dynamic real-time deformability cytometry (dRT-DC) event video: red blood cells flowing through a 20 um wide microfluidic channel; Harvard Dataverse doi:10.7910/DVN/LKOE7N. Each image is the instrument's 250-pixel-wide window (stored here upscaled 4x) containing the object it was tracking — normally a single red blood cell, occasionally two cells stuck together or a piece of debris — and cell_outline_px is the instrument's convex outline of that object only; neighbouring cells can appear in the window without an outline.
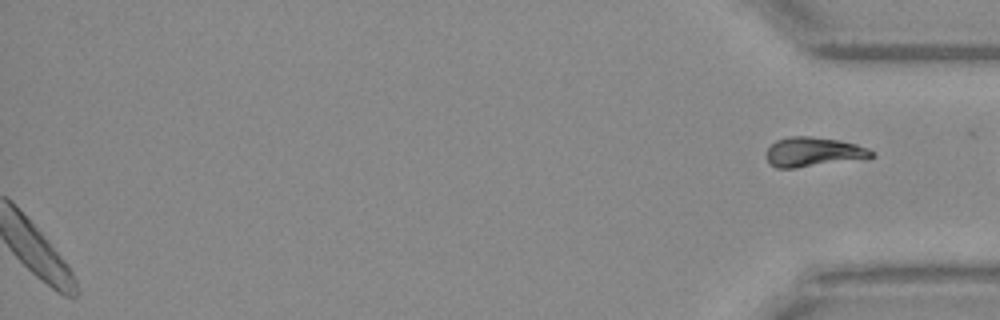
{"species": "Egyptian fruit bat (a non-hibernating species)", "species_latin": "Rousettus aegyptiacus", "temperature_condition": "warm", "stored_images_in_passage": 38, "segment_of_instrument_passage": [2, 2], "camera_frame_rate_fps": 3000, "um_per_image_px": 0.085, "animal": {"sex": "female"}, "frame": {"image": 1, "passage_image": 38, "time_ms": 12.333, "image_size_px": [1000, 320], "cell_outline_px": [[876, 156], [868, 160], [796, 168], [776, 168], [768, 160], [768, 148], [776, 140], [788, 136], [812, 136], [840, 140], [856, 144], [868, 148], [876, 152]], "centroid_in_image_um": [69.28, 12.93], "position_along_channel_um": 365.9, "area_um2": 18.67}}